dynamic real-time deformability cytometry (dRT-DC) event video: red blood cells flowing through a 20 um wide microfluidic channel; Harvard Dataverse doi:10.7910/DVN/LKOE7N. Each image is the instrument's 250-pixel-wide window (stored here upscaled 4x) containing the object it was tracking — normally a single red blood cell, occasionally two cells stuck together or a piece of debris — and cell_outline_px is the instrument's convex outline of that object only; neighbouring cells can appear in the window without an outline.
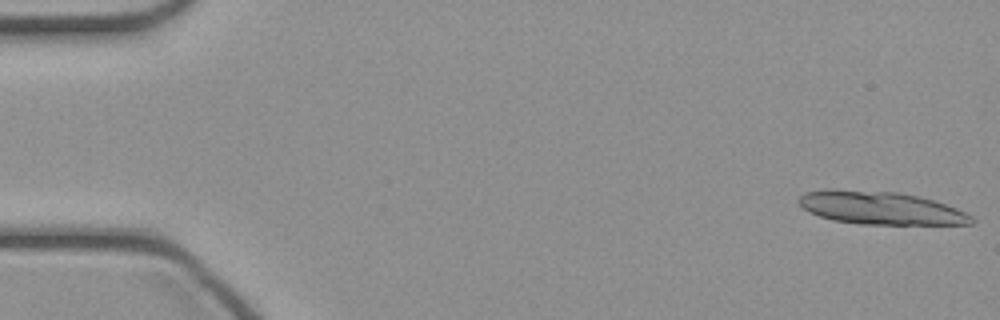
{"species": "common noctule bat (a hibernating species)", "species_latin": "Nyctalus noctula", "temperature_condition": "cold", "stored_images_in_passage": 46, "segment_of_instrument_passage": [1, 2], "camera_frame_rate_fps": 3000, "um_per_image_px": 0.085, "animal": {"sex": "female", "body_mass_g": 21.9}, "frame": {"image": 1, "passage_image": 1, "time_ms": 0.0, "image_size_px": [1000, 320], "cell_outline_px": [[976, 220], [972, 224], [860, 224], [836, 220], [820, 216], [804, 208], [796, 200], [804, 192], [824, 188], [832, 188], [900, 192], [920, 196], [956, 208], [972, 216]], "centroid_in_image_um": [74.82, 17.65], "position_along_channel_um": 10.2, "area_um2": 33.29}}